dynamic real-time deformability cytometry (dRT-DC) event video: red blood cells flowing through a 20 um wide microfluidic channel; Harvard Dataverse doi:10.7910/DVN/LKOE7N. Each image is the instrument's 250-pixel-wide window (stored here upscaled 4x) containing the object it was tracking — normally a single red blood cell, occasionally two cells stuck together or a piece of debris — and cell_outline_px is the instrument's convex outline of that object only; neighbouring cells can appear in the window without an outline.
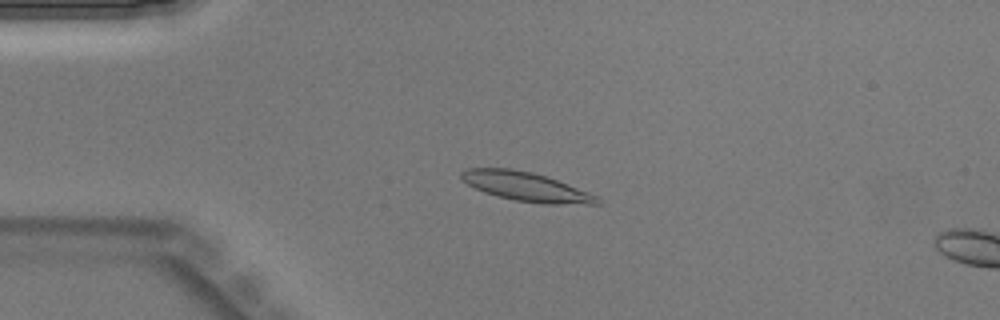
{"species": "Egyptian fruit bat (a non-hibernating species)", "species_latin": "Rousettus aegyptiacus", "temperature_condition": "warm", "stored_images_in_passage": 44, "camera_frame_rate_fps": 3000, "um_per_image_px": 0.085, "animal": {"sex": "male"}, "frame": {"image": 1, "passage_image": 10, "time_ms": 3.0, "image_size_px": [1000, 320], "cell_outline_px": [[604, 200], [600, 204], [544, 204], [516, 200], [484, 192], [460, 180], [460, 172], [468, 168], [512, 168], [532, 172], [556, 180], [588, 192]], "centroid_in_image_um": [44.71, 15.86], "position_along_channel_um": 40.3, "area_um2": 22.83}}
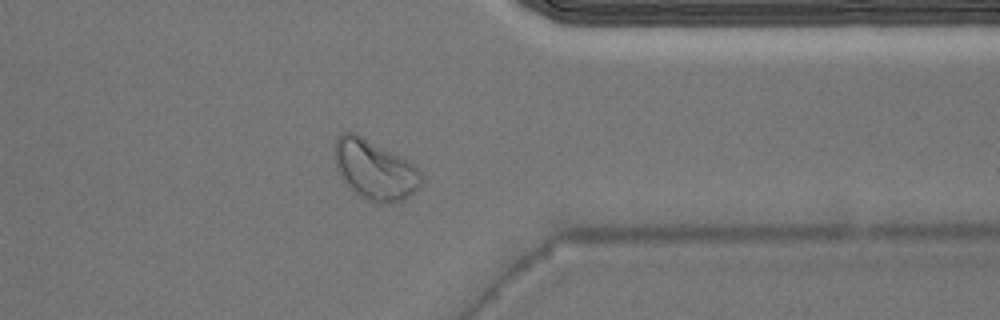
{"frame": {"image": 2, "passage_image": 35, "time_ms": 11.333, "image_size_px": [1000, 320], "cell_outline_px": [[420, 188], [404, 200], [384, 204], [380, 204], [364, 196], [352, 188], [340, 176], [336, 164], [332, 148], [340, 132], [356, 132], [412, 164], [420, 172]], "centroid_in_image_um": [31.82, 14.4], "position_along_channel_um": 379.6, "area_um2": 29.54}}
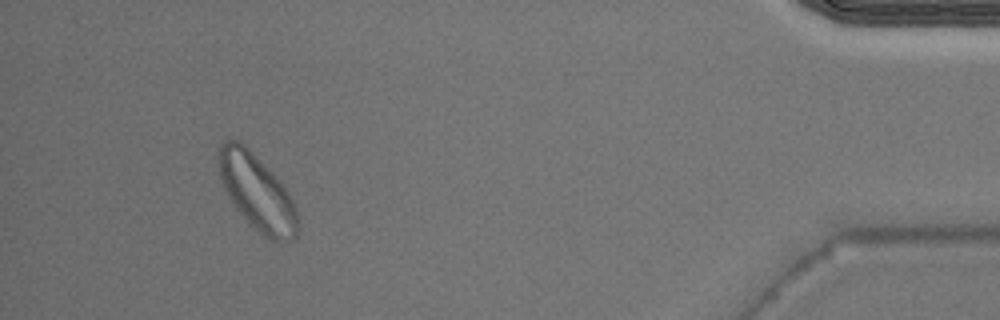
{"frame": {"image": 3, "passage_image": 41, "time_ms": 13.333, "image_size_px": [1000, 320], "cell_outline_px": [[300, 228], [296, 236], [292, 240], [272, 240], [264, 236], [240, 212], [224, 188], [220, 176], [216, 156], [220, 144], [224, 140], [240, 140], [280, 180], [292, 200], [296, 208]], "centroid_in_image_um": [21.85, 16.3], "position_along_channel_um": 413.4, "area_um2": 34.51}}